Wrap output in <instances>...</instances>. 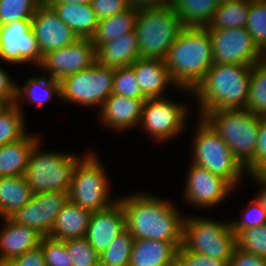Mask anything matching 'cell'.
Returning <instances> with one entry per match:
<instances>
[{
	"label": "cell",
	"instance_id": "6da1fadb",
	"mask_svg": "<svg viewBox=\"0 0 266 266\" xmlns=\"http://www.w3.org/2000/svg\"><path fill=\"white\" fill-rule=\"evenodd\" d=\"M125 213L126 229L136 239L173 242L178 248L183 243L185 216L167 199L137 192L118 197Z\"/></svg>",
	"mask_w": 266,
	"mask_h": 266
},
{
	"label": "cell",
	"instance_id": "7a4b0ae2",
	"mask_svg": "<svg viewBox=\"0 0 266 266\" xmlns=\"http://www.w3.org/2000/svg\"><path fill=\"white\" fill-rule=\"evenodd\" d=\"M252 65L213 64L191 91L199 117L219 109H245Z\"/></svg>",
	"mask_w": 266,
	"mask_h": 266
},
{
	"label": "cell",
	"instance_id": "3957f363",
	"mask_svg": "<svg viewBox=\"0 0 266 266\" xmlns=\"http://www.w3.org/2000/svg\"><path fill=\"white\" fill-rule=\"evenodd\" d=\"M173 83L192 97V90L213 65L212 41L205 27H185L164 59Z\"/></svg>",
	"mask_w": 266,
	"mask_h": 266
},
{
	"label": "cell",
	"instance_id": "277c9868",
	"mask_svg": "<svg viewBox=\"0 0 266 266\" xmlns=\"http://www.w3.org/2000/svg\"><path fill=\"white\" fill-rule=\"evenodd\" d=\"M202 117L229 146L233 156L254 173V155L258 139L259 115L246 109H219L204 112Z\"/></svg>",
	"mask_w": 266,
	"mask_h": 266
},
{
	"label": "cell",
	"instance_id": "5b68a950",
	"mask_svg": "<svg viewBox=\"0 0 266 266\" xmlns=\"http://www.w3.org/2000/svg\"><path fill=\"white\" fill-rule=\"evenodd\" d=\"M184 28L170 4L138 9L134 30L140 58L164 60Z\"/></svg>",
	"mask_w": 266,
	"mask_h": 266
},
{
	"label": "cell",
	"instance_id": "8992f818",
	"mask_svg": "<svg viewBox=\"0 0 266 266\" xmlns=\"http://www.w3.org/2000/svg\"><path fill=\"white\" fill-rule=\"evenodd\" d=\"M40 147L41 139L31 150L24 175L32 194L69 192L75 166L82 157L72 152L44 151Z\"/></svg>",
	"mask_w": 266,
	"mask_h": 266
},
{
	"label": "cell",
	"instance_id": "52a82bcc",
	"mask_svg": "<svg viewBox=\"0 0 266 266\" xmlns=\"http://www.w3.org/2000/svg\"><path fill=\"white\" fill-rule=\"evenodd\" d=\"M94 152H87L77 162L68 192L69 201L91 212L107 209L118 201L111 196L105 167Z\"/></svg>",
	"mask_w": 266,
	"mask_h": 266
},
{
	"label": "cell",
	"instance_id": "ba28073f",
	"mask_svg": "<svg viewBox=\"0 0 266 266\" xmlns=\"http://www.w3.org/2000/svg\"><path fill=\"white\" fill-rule=\"evenodd\" d=\"M197 119L191 147L193 149L191 163L227 179L235 188H238L239 182H242L241 177L246 174L245 168L212 127L202 117L198 116Z\"/></svg>",
	"mask_w": 266,
	"mask_h": 266
},
{
	"label": "cell",
	"instance_id": "9c48e42d",
	"mask_svg": "<svg viewBox=\"0 0 266 266\" xmlns=\"http://www.w3.org/2000/svg\"><path fill=\"white\" fill-rule=\"evenodd\" d=\"M182 245L189 251L230 261L237 246L236 234L232 231L230 220L220 222L207 217L186 216Z\"/></svg>",
	"mask_w": 266,
	"mask_h": 266
},
{
	"label": "cell",
	"instance_id": "30bf717a",
	"mask_svg": "<svg viewBox=\"0 0 266 266\" xmlns=\"http://www.w3.org/2000/svg\"><path fill=\"white\" fill-rule=\"evenodd\" d=\"M115 69L98 64L64 77L60 81V100L70 104L97 107L112 94Z\"/></svg>",
	"mask_w": 266,
	"mask_h": 266
},
{
	"label": "cell",
	"instance_id": "8fae6325",
	"mask_svg": "<svg viewBox=\"0 0 266 266\" xmlns=\"http://www.w3.org/2000/svg\"><path fill=\"white\" fill-rule=\"evenodd\" d=\"M187 111L185 104L171 101L167 97L148 98L143 104L139 127L141 130L143 128L156 144L165 143L184 132L188 119Z\"/></svg>",
	"mask_w": 266,
	"mask_h": 266
},
{
	"label": "cell",
	"instance_id": "7c38bea8",
	"mask_svg": "<svg viewBox=\"0 0 266 266\" xmlns=\"http://www.w3.org/2000/svg\"><path fill=\"white\" fill-rule=\"evenodd\" d=\"M205 28L212 41L213 64L254 65L263 59V52L254 43L246 27Z\"/></svg>",
	"mask_w": 266,
	"mask_h": 266
},
{
	"label": "cell",
	"instance_id": "4fadbf2b",
	"mask_svg": "<svg viewBox=\"0 0 266 266\" xmlns=\"http://www.w3.org/2000/svg\"><path fill=\"white\" fill-rule=\"evenodd\" d=\"M96 63V48L91 38H79L67 47L48 52L42 56V74L61 81L64 77L91 67Z\"/></svg>",
	"mask_w": 266,
	"mask_h": 266
},
{
	"label": "cell",
	"instance_id": "5bb4252c",
	"mask_svg": "<svg viewBox=\"0 0 266 266\" xmlns=\"http://www.w3.org/2000/svg\"><path fill=\"white\" fill-rule=\"evenodd\" d=\"M188 168L183 196L192 206L200 209L216 207L236 190L227 179L211 173L206 168L193 163Z\"/></svg>",
	"mask_w": 266,
	"mask_h": 266
},
{
	"label": "cell",
	"instance_id": "9a60e30c",
	"mask_svg": "<svg viewBox=\"0 0 266 266\" xmlns=\"http://www.w3.org/2000/svg\"><path fill=\"white\" fill-rule=\"evenodd\" d=\"M0 59L13 65L40 64L42 57L31 28V20L0 26Z\"/></svg>",
	"mask_w": 266,
	"mask_h": 266
},
{
	"label": "cell",
	"instance_id": "2e32d148",
	"mask_svg": "<svg viewBox=\"0 0 266 266\" xmlns=\"http://www.w3.org/2000/svg\"><path fill=\"white\" fill-rule=\"evenodd\" d=\"M69 201L68 192H47L32 195L30 201L9 217L16 224L35 229L43 237L51 232L55 217Z\"/></svg>",
	"mask_w": 266,
	"mask_h": 266
},
{
	"label": "cell",
	"instance_id": "e0dca14e",
	"mask_svg": "<svg viewBox=\"0 0 266 266\" xmlns=\"http://www.w3.org/2000/svg\"><path fill=\"white\" fill-rule=\"evenodd\" d=\"M31 28L41 57L48 52L67 47L79 39L46 1L34 13Z\"/></svg>",
	"mask_w": 266,
	"mask_h": 266
},
{
	"label": "cell",
	"instance_id": "ac0fdd59",
	"mask_svg": "<svg viewBox=\"0 0 266 266\" xmlns=\"http://www.w3.org/2000/svg\"><path fill=\"white\" fill-rule=\"evenodd\" d=\"M126 230L125 213L119 201L107 209L92 212L85 238L101 255Z\"/></svg>",
	"mask_w": 266,
	"mask_h": 266
},
{
	"label": "cell",
	"instance_id": "d6986e66",
	"mask_svg": "<svg viewBox=\"0 0 266 266\" xmlns=\"http://www.w3.org/2000/svg\"><path fill=\"white\" fill-rule=\"evenodd\" d=\"M145 100L112 93L98 111L99 121L115 133L132 130L139 126Z\"/></svg>",
	"mask_w": 266,
	"mask_h": 266
},
{
	"label": "cell",
	"instance_id": "ffe728a7",
	"mask_svg": "<svg viewBox=\"0 0 266 266\" xmlns=\"http://www.w3.org/2000/svg\"><path fill=\"white\" fill-rule=\"evenodd\" d=\"M131 66L141 91L147 98L165 97L167 87L178 89L171 79L165 60L138 58Z\"/></svg>",
	"mask_w": 266,
	"mask_h": 266
},
{
	"label": "cell",
	"instance_id": "44dd1931",
	"mask_svg": "<svg viewBox=\"0 0 266 266\" xmlns=\"http://www.w3.org/2000/svg\"><path fill=\"white\" fill-rule=\"evenodd\" d=\"M0 230V259L12 260L40 245L42 235L28 226L3 219Z\"/></svg>",
	"mask_w": 266,
	"mask_h": 266
},
{
	"label": "cell",
	"instance_id": "7402d4cb",
	"mask_svg": "<svg viewBox=\"0 0 266 266\" xmlns=\"http://www.w3.org/2000/svg\"><path fill=\"white\" fill-rule=\"evenodd\" d=\"M178 247L173 242L136 239L128 266H177Z\"/></svg>",
	"mask_w": 266,
	"mask_h": 266
},
{
	"label": "cell",
	"instance_id": "603a6c76",
	"mask_svg": "<svg viewBox=\"0 0 266 266\" xmlns=\"http://www.w3.org/2000/svg\"><path fill=\"white\" fill-rule=\"evenodd\" d=\"M138 58L140 54L135 30L96 48V62L114 69L132 65Z\"/></svg>",
	"mask_w": 266,
	"mask_h": 266
},
{
	"label": "cell",
	"instance_id": "cb8c5ba5",
	"mask_svg": "<svg viewBox=\"0 0 266 266\" xmlns=\"http://www.w3.org/2000/svg\"><path fill=\"white\" fill-rule=\"evenodd\" d=\"M91 214V211L67 201L55 217L48 236L60 240L85 237Z\"/></svg>",
	"mask_w": 266,
	"mask_h": 266
},
{
	"label": "cell",
	"instance_id": "d4e9b609",
	"mask_svg": "<svg viewBox=\"0 0 266 266\" xmlns=\"http://www.w3.org/2000/svg\"><path fill=\"white\" fill-rule=\"evenodd\" d=\"M28 133L16 142L0 146V177L25 175L31 150L42 138Z\"/></svg>",
	"mask_w": 266,
	"mask_h": 266
},
{
	"label": "cell",
	"instance_id": "484cf974",
	"mask_svg": "<svg viewBox=\"0 0 266 266\" xmlns=\"http://www.w3.org/2000/svg\"><path fill=\"white\" fill-rule=\"evenodd\" d=\"M58 17L72 29L79 38H91L96 31L98 18L90 3H48Z\"/></svg>",
	"mask_w": 266,
	"mask_h": 266
},
{
	"label": "cell",
	"instance_id": "4316f807",
	"mask_svg": "<svg viewBox=\"0 0 266 266\" xmlns=\"http://www.w3.org/2000/svg\"><path fill=\"white\" fill-rule=\"evenodd\" d=\"M54 96L60 100V81L46 77L45 74L38 77L35 75L24 81L23 86L20 83L17 84L15 104L23 113L24 101L41 106L54 99Z\"/></svg>",
	"mask_w": 266,
	"mask_h": 266
},
{
	"label": "cell",
	"instance_id": "83f0119b",
	"mask_svg": "<svg viewBox=\"0 0 266 266\" xmlns=\"http://www.w3.org/2000/svg\"><path fill=\"white\" fill-rule=\"evenodd\" d=\"M32 191L26 177H0V219L9 218L28 203Z\"/></svg>",
	"mask_w": 266,
	"mask_h": 266
},
{
	"label": "cell",
	"instance_id": "f1b7e54d",
	"mask_svg": "<svg viewBox=\"0 0 266 266\" xmlns=\"http://www.w3.org/2000/svg\"><path fill=\"white\" fill-rule=\"evenodd\" d=\"M169 4L185 27L208 26L218 6L216 0H170Z\"/></svg>",
	"mask_w": 266,
	"mask_h": 266
},
{
	"label": "cell",
	"instance_id": "f546056e",
	"mask_svg": "<svg viewBox=\"0 0 266 266\" xmlns=\"http://www.w3.org/2000/svg\"><path fill=\"white\" fill-rule=\"evenodd\" d=\"M137 13L138 9L129 7L121 13L99 20L95 34L91 37L95 48L133 31Z\"/></svg>",
	"mask_w": 266,
	"mask_h": 266
},
{
	"label": "cell",
	"instance_id": "4dcf8cb0",
	"mask_svg": "<svg viewBox=\"0 0 266 266\" xmlns=\"http://www.w3.org/2000/svg\"><path fill=\"white\" fill-rule=\"evenodd\" d=\"M250 9V0H236L217 6L210 29H231L246 27Z\"/></svg>",
	"mask_w": 266,
	"mask_h": 266
},
{
	"label": "cell",
	"instance_id": "1f68e13d",
	"mask_svg": "<svg viewBox=\"0 0 266 266\" xmlns=\"http://www.w3.org/2000/svg\"><path fill=\"white\" fill-rule=\"evenodd\" d=\"M24 116L16 104L6 105L0 111V146L21 140L28 134Z\"/></svg>",
	"mask_w": 266,
	"mask_h": 266
},
{
	"label": "cell",
	"instance_id": "d6a6232c",
	"mask_svg": "<svg viewBox=\"0 0 266 266\" xmlns=\"http://www.w3.org/2000/svg\"><path fill=\"white\" fill-rule=\"evenodd\" d=\"M246 110L255 115L266 116V61L252 65Z\"/></svg>",
	"mask_w": 266,
	"mask_h": 266
},
{
	"label": "cell",
	"instance_id": "836d02e7",
	"mask_svg": "<svg viewBox=\"0 0 266 266\" xmlns=\"http://www.w3.org/2000/svg\"><path fill=\"white\" fill-rule=\"evenodd\" d=\"M133 242L126 229L99 255L100 266H128Z\"/></svg>",
	"mask_w": 266,
	"mask_h": 266
},
{
	"label": "cell",
	"instance_id": "e575fe53",
	"mask_svg": "<svg viewBox=\"0 0 266 266\" xmlns=\"http://www.w3.org/2000/svg\"><path fill=\"white\" fill-rule=\"evenodd\" d=\"M45 0H0V26L14 21L31 20Z\"/></svg>",
	"mask_w": 266,
	"mask_h": 266
},
{
	"label": "cell",
	"instance_id": "d590c367",
	"mask_svg": "<svg viewBox=\"0 0 266 266\" xmlns=\"http://www.w3.org/2000/svg\"><path fill=\"white\" fill-rule=\"evenodd\" d=\"M246 28L254 43L264 53L266 51V0H250Z\"/></svg>",
	"mask_w": 266,
	"mask_h": 266
},
{
	"label": "cell",
	"instance_id": "8d00e7d4",
	"mask_svg": "<svg viewBox=\"0 0 266 266\" xmlns=\"http://www.w3.org/2000/svg\"><path fill=\"white\" fill-rule=\"evenodd\" d=\"M64 241L70 254L72 266H100L99 254L85 237L71 238Z\"/></svg>",
	"mask_w": 266,
	"mask_h": 266
},
{
	"label": "cell",
	"instance_id": "74e56055",
	"mask_svg": "<svg viewBox=\"0 0 266 266\" xmlns=\"http://www.w3.org/2000/svg\"><path fill=\"white\" fill-rule=\"evenodd\" d=\"M112 93L134 99H148L142 93L131 65L115 68Z\"/></svg>",
	"mask_w": 266,
	"mask_h": 266
},
{
	"label": "cell",
	"instance_id": "f35d334b",
	"mask_svg": "<svg viewBox=\"0 0 266 266\" xmlns=\"http://www.w3.org/2000/svg\"><path fill=\"white\" fill-rule=\"evenodd\" d=\"M237 247L266 259V224L240 230L236 234Z\"/></svg>",
	"mask_w": 266,
	"mask_h": 266
},
{
	"label": "cell",
	"instance_id": "ab89813d",
	"mask_svg": "<svg viewBox=\"0 0 266 266\" xmlns=\"http://www.w3.org/2000/svg\"><path fill=\"white\" fill-rule=\"evenodd\" d=\"M46 266H72L65 241L44 236L40 241Z\"/></svg>",
	"mask_w": 266,
	"mask_h": 266
},
{
	"label": "cell",
	"instance_id": "60d3db41",
	"mask_svg": "<svg viewBox=\"0 0 266 266\" xmlns=\"http://www.w3.org/2000/svg\"><path fill=\"white\" fill-rule=\"evenodd\" d=\"M246 205L247 206H244L240 211L241 216L243 217L230 221L232 231L235 234L243 229L254 228L266 224V211L255 198L249 201Z\"/></svg>",
	"mask_w": 266,
	"mask_h": 266
},
{
	"label": "cell",
	"instance_id": "b9f144b4",
	"mask_svg": "<svg viewBox=\"0 0 266 266\" xmlns=\"http://www.w3.org/2000/svg\"><path fill=\"white\" fill-rule=\"evenodd\" d=\"M177 263L180 266H229V261L217 260L207 255L189 251L183 245L178 248Z\"/></svg>",
	"mask_w": 266,
	"mask_h": 266
},
{
	"label": "cell",
	"instance_id": "7bdbcfd3",
	"mask_svg": "<svg viewBox=\"0 0 266 266\" xmlns=\"http://www.w3.org/2000/svg\"><path fill=\"white\" fill-rule=\"evenodd\" d=\"M254 173H266V116H259Z\"/></svg>",
	"mask_w": 266,
	"mask_h": 266
},
{
	"label": "cell",
	"instance_id": "ee69618b",
	"mask_svg": "<svg viewBox=\"0 0 266 266\" xmlns=\"http://www.w3.org/2000/svg\"><path fill=\"white\" fill-rule=\"evenodd\" d=\"M90 5L98 20L121 13L130 7L127 0H91Z\"/></svg>",
	"mask_w": 266,
	"mask_h": 266
},
{
	"label": "cell",
	"instance_id": "f6af8a7d",
	"mask_svg": "<svg viewBox=\"0 0 266 266\" xmlns=\"http://www.w3.org/2000/svg\"><path fill=\"white\" fill-rule=\"evenodd\" d=\"M0 66V103L15 104L17 82Z\"/></svg>",
	"mask_w": 266,
	"mask_h": 266
},
{
	"label": "cell",
	"instance_id": "bcb514c9",
	"mask_svg": "<svg viewBox=\"0 0 266 266\" xmlns=\"http://www.w3.org/2000/svg\"><path fill=\"white\" fill-rule=\"evenodd\" d=\"M229 266H266V259L235 247Z\"/></svg>",
	"mask_w": 266,
	"mask_h": 266
},
{
	"label": "cell",
	"instance_id": "7dc6e473",
	"mask_svg": "<svg viewBox=\"0 0 266 266\" xmlns=\"http://www.w3.org/2000/svg\"><path fill=\"white\" fill-rule=\"evenodd\" d=\"M12 261L15 266H46L40 245L12 259Z\"/></svg>",
	"mask_w": 266,
	"mask_h": 266
},
{
	"label": "cell",
	"instance_id": "c3c4849f",
	"mask_svg": "<svg viewBox=\"0 0 266 266\" xmlns=\"http://www.w3.org/2000/svg\"><path fill=\"white\" fill-rule=\"evenodd\" d=\"M250 176L249 178L252 177V180L256 182L258 186H260L258 191V194L255 195V199L261 204V206L265 209L266 211V173H247Z\"/></svg>",
	"mask_w": 266,
	"mask_h": 266
},
{
	"label": "cell",
	"instance_id": "681fc988",
	"mask_svg": "<svg viewBox=\"0 0 266 266\" xmlns=\"http://www.w3.org/2000/svg\"><path fill=\"white\" fill-rule=\"evenodd\" d=\"M127 2L132 8L145 9L167 5L170 0H127Z\"/></svg>",
	"mask_w": 266,
	"mask_h": 266
},
{
	"label": "cell",
	"instance_id": "f907efd6",
	"mask_svg": "<svg viewBox=\"0 0 266 266\" xmlns=\"http://www.w3.org/2000/svg\"><path fill=\"white\" fill-rule=\"evenodd\" d=\"M47 3H75V4H85L90 3L91 0H45Z\"/></svg>",
	"mask_w": 266,
	"mask_h": 266
},
{
	"label": "cell",
	"instance_id": "816d5d0a",
	"mask_svg": "<svg viewBox=\"0 0 266 266\" xmlns=\"http://www.w3.org/2000/svg\"><path fill=\"white\" fill-rule=\"evenodd\" d=\"M0 266H15L12 260L0 259Z\"/></svg>",
	"mask_w": 266,
	"mask_h": 266
},
{
	"label": "cell",
	"instance_id": "f5cc1de1",
	"mask_svg": "<svg viewBox=\"0 0 266 266\" xmlns=\"http://www.w3.org/2000/svg\"><path fill=\"white\" fill-rule=\"evenodd\" d=\"M232 1H236V0H216L218 5L223 4V3H229V2H232Z\"/></svg>",
	"mask_w": 266,
	"mask_h": 266
},
{
	"label": "cell",
	"instance_id": "db71d44e",
	"mask_svg": "<svg viewBox=\"0 0 266 266\" xmlns=\"http://www.w3.org/2000/svg\"><path fill=\"white\" fill-rule=\"evenodd\" d=\"M6 105L3 103H0V111L5 107Z\"/></svg>",
	"mask_w": 266,
	"mask_h": 266
}]
</instances>
